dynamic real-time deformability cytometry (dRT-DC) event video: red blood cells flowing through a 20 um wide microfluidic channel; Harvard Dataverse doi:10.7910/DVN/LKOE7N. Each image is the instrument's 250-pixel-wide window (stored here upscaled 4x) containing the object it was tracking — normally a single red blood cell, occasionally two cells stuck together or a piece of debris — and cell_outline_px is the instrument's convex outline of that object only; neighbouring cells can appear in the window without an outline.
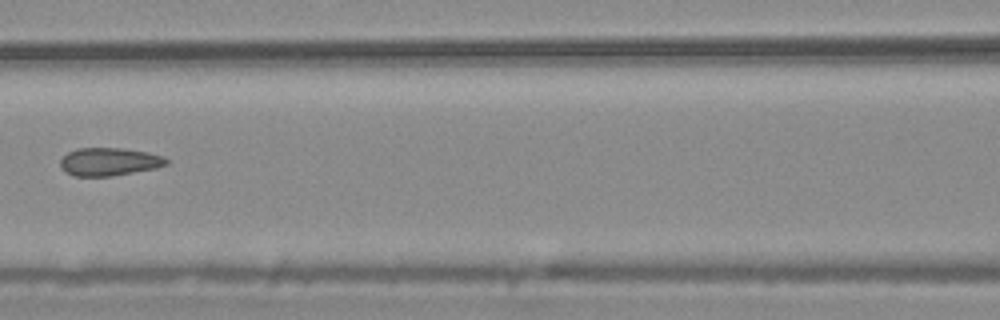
{"species": "common noctule bat (a hibernating species)", "species_latin": "Nyctalus noctula", "temperature_condition": "warm", "stored_images_in_passage": 7, "camera_frame_rate_fps": 3000, "um_per_image_px": 0.085, "animal": {"sex": "male", "body_mass_g": 20.4}, "frame": {"image": 1, "passage_image": 7, "time_ms": 2.0, "image_size_px": [1000, 320], "cell_outline_px": [[168, 164], [156, 168], [112, 176], [72, 176], [60, 168], [60, 160], [68, 152], [76, 148], [124, 148], [148, 152], [164, 156], [168, 160]], "centroid_in_image_um": [9.28, 13.74], "position_along_channel_um": 157.3, "area_um2": 17.46}}